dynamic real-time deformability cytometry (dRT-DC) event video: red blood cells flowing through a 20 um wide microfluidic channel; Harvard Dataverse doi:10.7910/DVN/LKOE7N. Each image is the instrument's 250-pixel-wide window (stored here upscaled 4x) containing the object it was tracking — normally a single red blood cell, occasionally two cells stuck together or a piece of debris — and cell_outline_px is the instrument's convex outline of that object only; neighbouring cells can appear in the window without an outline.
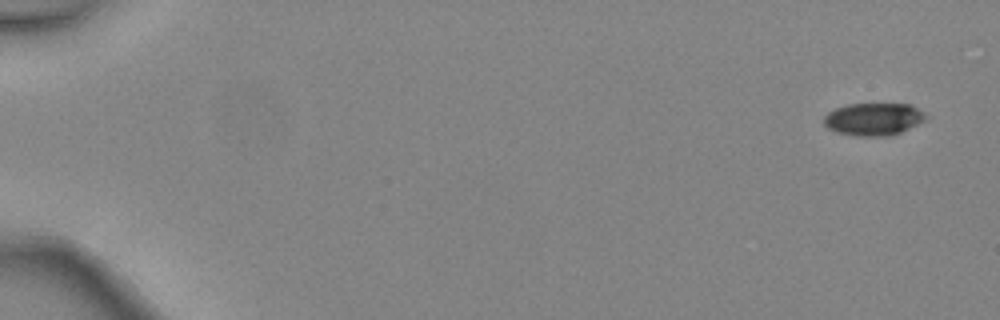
{"species": "common noctule bat (a hibernating species)", "species_latin": "Nyctalus noctula", "temperature_condition": "warm", "stored_images_in_passage": 5, "camera_frame_rate_fps": 3000, "um_per_image_px": 0.085, "animal": {"sex": "female", "body_mass_g": 24.6, "forearm_length_mm": 56.2}, "frame": {"image": 1, "passage_image": 1, "time_ms": 0.0, "image_size_px": [1000, 320], "cell_outline_px": [[928, 116], [924, 120], [892, 136], [856, 136], [836, 132], [828, 128], [824, 124], [824, 116], [828, 112], [836, 108], [848, 104], [912, 104], [924, 112]], "centroid_in_image_um": [74.24, 10.12], "position_along_channel_um": 10.8, "area_um2": 19.31}}
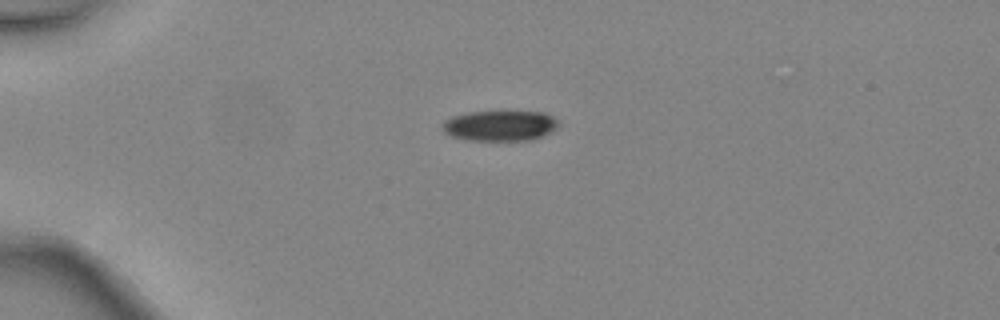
{"frame": {"image": 2, "passage_image": 4, "time_ms": 1.0, "image_size_px": [1000, 320], "cell_outline_px": [[560, 124], [552, 132], [544, 136], [532, 140], [464, 140], [452, 136], [444, 132], [440, 128], [444, 120], [452, 116], [468, 112], [544, 112], [560, 120]], "centroid_in_image_um": [42.51, 10.69], "position_along_channel_um": 42.5, "area_um2": 20.87}}